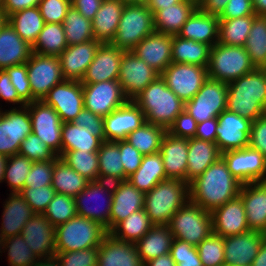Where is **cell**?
<instances>
[{
    "label": "cell",
    "instance_id": "681fc988",
    "mask_svg": "<svg viewBox=\"0 0 266 266\" xmlns=\"http://www.w3.org/2000/svg\"><path fill=\"white\" fill-rule=\"evenodd\" d=\"M244 48L255 68L266 64V16L254 18Z\"/></svg>",
    "mask_w": 266,
    "mask_h": 266
},
{
    "label": "cell",
    "instance_id": "8992f818",
    "mask_svg": "<svg viewBox=\"0 0 266 266\" xmlns=\"http://www.w3.org/2000/svg\"><path fill=\"white\" fill-rule=\"evenodd\" d=\"M255 66L242 46L216 43L210 49L208 78L229 83L253 71Z\"/></svg>",
    "mask_w": 266,
    "mask_h": 266
},
{
    "label": "cell",
    "instance_id": "7402d4cb",
    "mask_svg": "<svg viewBox=\"0 0 266 266\" xmlns=\"http://www.w3.org/2000/svg\"><path fill=\"white\" fill-rule=\"evenodd\" d=\"M266 236L256 230L224 238L225 266H251Z\"/></svg>",
    "mask_w": 266,
    "mask_h": 266
},
{
    "label": "cell",
    "instance_id": "db71d44e",
    "mask_svg": "<svg viewBox=\"0 0 266 266\" xmlns=\"http://www.w3.org/2000/svg\"><path fill=\"white\" fill-rule=\"evenodd\" d=\"M4 250L8 254L9 266H34L39 260L21 234L6 238Z\"/></svg>",
    "mask_w": 266,
    "mask_h": 266
},
{
    "label": "cell",
    "instance_id": "bcb514c9",
    "mask_svg": "<svg viewBox=\"0 0 266 266\" xmlns=\"http://www.w3.org/2000/svg\"><path fill=\"white\" fill-rule=\"evenodd\" d=\"M166 133L165 128L145 122L127 135L126 140L142 155H149L160 152L161 142Z\"/></svg>",
    "mask_w": 266,
    "mask_h": 266
},
{
    "label": "cell",
    "instance_id": "2a66077c",
    "mask_svg": "<svg viewBox=\"0 0 266 266\" xmlns=\"http://www.w3.org/2000/svg\"><path fill=\"white\" fill-rule=\"evenodd\" d=\"M183 0H148L146 5L148 8L155 14L157 11L168 8L169 6H172L174 4H178L179 2H182Z\"/></svg>",
    "mask_w": 266,
    "mask_h": 266
},
{
    "label": "cell",
    "instance_id": "b62a3aed",
    "mask_svg": "<svg viewBox=\"0 0 266 266\" xmlns=\"http://www.w3.org/2000/svg\"><path fill=\"white\" fill-rule=\"evenodd\" d=\"M7 22V17L5 15V12L2 9V6L0 5V29L3 27V25Z\"/></svg>",
    "mask_w": 266,
    "mask_h": 266
},
{
    "label": "cell",
    "instance_id": "277c9868",
    "mask_svg": "<svg viewBox=\"0 0 266 266\" xmlns=\"http://www.w3.org/2000/svg\"><path fill=\"white\" fill-rule=\"evenodd\" d=\"M189 200L188 182L166 179L145 193L144 210L154 225H168L171 217Z\"/></svg>",
    "mask_w": 266,
    "mask_h": 266
},
{
    "label": "cell",
    "instance_id": "9f6ffc18",
    "mask_svg": "<svg viewBox=\"0 0 266 266\" xmlns=\"http://www.w3.org/2000/svg\"><path fill=\"white\" fill-rule=\"evenodd\" d=\"M18 154L27 157L32 162L48 161L58 157L48 145L42 142L33 132L21 142Z\"/></svg>",
    "mask_w": 266,
    "mask_h": 266
},
{
    "label": "cell",
    "instance_id": "d6986e66",
    "mask_svg": "<svg viewBox=\"0 0 266 266\" xmlns=\"http://www.w3.org/2000/svg\"><path fill=\"white\" fill-rule=\"evenodd\" d=\"M217 121V138L215 143L221 153L249 147L252 121L227 109L220 113Z\"/></svg>",
    "mask_w": 266,
    "mask_h": 266
},
{
    "label": "cell",
    "instance_id": "4fadbf2b",
    "mask_svg": "<svg viewBox=\"0 0 266 266\" xmlns=\"http://www.w3.org/2000/svg\"><path fill=\"white\" fill-rule=\"evenodd\" d=\"M161 78L184 103L190 101L208 79L207 68L186 63H171Z\"/></svg>",
    "mask_w": 266,
    "mask_h": 266
},
{
    "label": "cell",
    "instance_id": "979ff035",
    "mask_svg": "<svg viewBox=\"0 0 266 266\" xmlns=\"http://www.w3.org/2000/svg\"><path fill=\"white\" fill-rule=\"evenodd\" d=\"M252 4L257 16H266V0H252Z\"/></svg>",
    "mask_w": 266,
    "mask_h": 266
},
{
    "label": "cell",
    "instance_id": "003e7915",
    "mask_svg": "<svg viewBox=\"0 0 266 266\" xmlns=\"http://www.w3.org/2000/svg\"><path fill=\"white\" fill-rule=\"evenodd\" d=\"M121 153V162L127 177L132 175L141 165L143 155L127 140L117 141Z\"/></svg>",
    "mask_w": 266,
    "mask_h": 266
},
{
    "label": "cell",
    "instance_id": "d590c367",
    "mask_svg": "<svg viewBox=\"0 0 266 266\" xmlns=\"http://www.w3.org/2000/svg\"><path fill=\"white\" fill-rule=\"evenodd\" d=\"M197 9V1L183 0L178 4L161 9L154 14L155 31L177 35L187 19Z\"/></svg>",
    "mask_w": 266,
    "mask_h": 266
},
{
    "label": "cell",
    "instance_id": "91938a15",
    "mask_svg": "<svg viewBox=\"0 0 266 266\" xmlns=\"http://www.w3.org/2000/svg\"><path fill=\"white\" fill-rule=\"evenodd\" d=\"M60 157L53 160L33 162L24 187H41L52 184L53 169Z\"/></svg>",
    "mask_w": 266,
    "mask_h": 266
},
{
    "label": "cell",
    "instance_id": "ee69618b",
    "mask_svg": "<svg viewBox=\"0 0 266 266\" xmlns=\"http://www.w3.org/2000/svg\"><path fill=\"white\" fill-rule=\"evenodd\" d=\"M67 47L63 23H45L32 46V52L40 55L59 56Z\"/></svg>",
    "mask_w": 266,
    "mask_h": 266
},
{
    "label": "cell",
    "instance_id": "ab89813d",
    "mask_svg": "<svg viewBox=\"0 0 266 266\" xmlns=\"http://www.w3.org/2000/svg\"><path fill=\"white\" fill-rule=\"evenodd\" d=\"M98 153L99 181L118 182L128 180L121 162L117 141H103Z\"/></svg>",
    "mask_w": 266,
    "mask_h": 266
},
{
    "label": "cell",
    "instance_id": "be15d7a7",
    "mask_svg": "<svg viewBox=\"0 0 266 266\" xmlns=\"http://www.w3.org/2000/svg\"><path fill=\"white\" fill-rule=\"evenodd\" d=\"M71 0H40L38 8L45 23H63Z\"/></svg>",
    "mask_w": 266,
    "mask_h": 266
},
{
    "label": "cell",
    "instance_id": "b9f144b4",
    "mask_svg": "<svg viewBox=\"0 0 266 266\" xmlns=\"http://www.w3.org/2000/svg\"><path fill=\"white\" fill-rule=\"evenodd\" d=\"M61 139V155L75 150L98 151L103 142L99 137L93 136L90 130L74 125L72 122L62 124Z\"/></svg>",
    "mask_w": 266,
    "mask_h": 266
},
{
    "label": "cell",
    "instance_id": "83f0119b",
    "mask_svg": "<svg viewBox=\"0 0 266 266\" xmlns=\"http://www.w3.org/2000/svg\"><path fill=\"white\" fill-rule=\"evenodd\" d=\"M160 153L164 163L167 179H176L186 182L188 139L164 135Z\"/></svg>",
    "mask_w": 266,
    "mask_h": 266
},
{
    "label": "cell",
    "instance_id": "7bdbcfd3",
    "mask_svg": "<svg viewBox=\"0 0 266 266\" xmlns=\"http://www.w3.org/2000/svg\"><path fill=\"white\" fill-rule=\"evenodd\" d=\"M153 226L147 212L141 209L120 221L109 233L117 240L135 244Z\"/></svg>",
    "mask_w": 266,
    "mask_h": 266
},
{
    "label": "cell",
    "instance_id": "2e32d148",
    "mask_svg": "<svg viewBox=\"0 0 266 266\" xmlns=\"http://www.w3.org/2000/svg\"><path fill=\"white\" fill-rule=\"evenodd\" d=\"M32 123V132L57 155L61 156V132L63 122L58 113L43 101L26 105Z\"/></svg>",
    "mask_w": 266,
    "mask_h": 266
},
{
    "label": "cell",
    "instance_id": "5bb4252c",
    "mask_svg": "<svg viewBox=\"0 0 266 266\" xmlns=\"http://www.w3.org/2000/svg\"><path fill=\"white\" fill-rule=\"evenodd\" d=\"M228 170L242 184L266 181V157L250 147L221 153Z\"/></svg>",
    "mask_w": 266,
    "mask_h": 266
},
{
    "label": "cell",
    "instance_id": "7c38bea8",
    "mask_svg": "<svg viewBox=\"0 0 266 266\" xmlns=\"http://www.w3.org/2000/svg\"><path fill=\"white\" fill-rule=\"evenodd\" d=\"M26 64L32 102L42 101L52 87L65 80L58 56L32 52Z\"/></svg>",
    "mask_w": 266,
    "mask_h": 266
},
{
    "label": "cell",
    "instance_id": "60d3db41",
    "mask_svg": "<svg viewBox=\"0 0 266 266\" xmlns=\"http://www.w3.org/2000/svg\"><path fill=\"white\" fill-rule=\"evenodd\" d=\"M7 22L30 46L34 45L45 24L38 6L10 14Z\"/></svg>",
    "mask_w": 266,
    "mask_h": 266
},
{
    "label": "cell",
    "instance_id": "11a10c76",
    "mask_svg": "<svg viewBox=\"0 0 266 266\" xmlns=\"http://www.w3.org/2000/svg\"><path fill=\"white\" fill-rule=\"evenodd\" d=\"M196 248L203 266H225L223 237L212 233Z\"/></svg>",
    "mask_w": 266,
    "mask_h": 266
},
{
    "label": "cell",
    "instance_id": "6f0895ef",
    "mask_svg": "<svg viewBox=\"0 0 266 266\" xmlns=\"http://www.w3.org/2000/svg\"><path fill=\"white\" fill-rule=\"evenodd\" d=\"M19 194L35 213L43 214L54 198L56 191L51 185H45L41 187H24Z\"/></svg>",
    "mask_w": 266,
    "mask_h": 266
},
{
    "label": "cell",
    "instance_id": "484cf974",
    "mask_svg": "<svg viewBox=\"0 0 266 266\" xmlns=\"http://www.w3.org/2000/svg\"><path fill=\"white\" fill-rule=\"evenodd\" d=\"M100 44V41L94 39L68 46L58 56L64 79L81 81Z\"/></svg>",
    "mask_w": 266,
    "mask_h": 266
},
{
    "label": "cell",
    "instance_id": "34e18365",
    "mask_svg": "<svg viewBox=\"0 0 266 266\" xmlns=\"http://www.w3.org/2000/svg\"><path fill=\"white\" fill-rule=\"evenodd\" d=\"M40 0H2L0 5L5 12L6 17L10 14L27 8L38 6Z\"/></svg>",
    "mask_w": 266,
    "mask_h": 266
},
{
    "label": "cell",
    "instance_id": "7a4b0ae2",
    "mask_svg": "<svg viewBox=\"0 0 266 266\" xmlns=\"http://www.w3.org/2000/svg\"><path fill=\"white\" fill-rule=\"evenodd\" d=\"M227 107L250 121L266 114V79L260 68L227 83Z\"/></svg>",
    "mask_w": 266,
    "mask_h": 266
},
{
    "label": "cell",
    "instance_id": "d4e9b609",
    "mask_svg": "<svg viewBox=\"0 0 266 266\" xmlns=\"http://www.w3.org/2000/svg\"><path fill=\"white\" fill-rule=\"evenodd\" d=\"M172 35L153 32L131 51L160 74L172 63Z\"/></svg>",
    "mask_w": 266,
    "mask_h": 266
},
{
    "label": "cell",
    "instance_id": "ba28073f",
    "mask_svg": "<svg viewBox=\"0 0 266 266\" xmlns=\"http://www.w3.org/2000/svg\"><path fill=\"white\" fill-rule=\"evenodd\" d=\"M168 227L174 238L197 246L213 233L211 212L189 200L171 217Z\"/></svg>",
    "mask_w": 266,
    "mask_h": 266
},
{
    "label": "cell",
    "instance_id": "6125c7cd",
    "mask_svg": "<svg viewBox=\"0 0 266 266\" xmlns=\"http://www.w3.org/2000/svg\"><path fill=\"white\" fill-rule=\"evenodd\" d=\"M10 77L11 84L15 87L19 97L26 103H32L30 81L27 75V64L7 67L4 69Z\"/></svg>",
    "mask_w": 266,
    "mask_h": 266
},
{
    "label": "cell",
    "instance_id": "ac0fdd59",
    "mask_svg": "<svg viewBox=\"0 0 266 266\" xmlns=\"http://www.w3.org/2000/svg\"><path fill=\"white\" fill-rule=\"evenodd\" d=\"M42 101L58 113L63 123L71 122L84 108L82 83L64 80L52 87Z\"/></svg>",
    "mask_w": 266,
    "mask_h": 266
},
{
    "label": "cell",
    "instance_id": "753ad0ef",
    "mask_svg": "<svg viewBox=\"0 0 266 266\" xmlns=\"http://www.w3.org/2000/svg\"><path fill=\"white\" fill-rule=\"evenodd\" d=\"M102 1L103 0H71V6L82 16L92 21L100 8Z\"/></svg>",
    "mask_w": 266,
    "mask_h": 266
},
{
    "label": "cell",
    "instance_id": "5803f987",
    "mask_svg": "<svg viewBox=\"0 0 266 266\" xmlns=\"http://www.w3.org/2000/svg\"><path fill=\"white\" fill-rule=\"evenodd\" d=\"M5 241H6V238L0 233V253H2L3 251L5 253V250H4L5 249Z\"/></svg>",
    "mask_w": 266,
    "mask_h": 266
},
{
    "label": "cell",
    "instance_id": "603ad722",
    "mask_svg": "<svg viewBox=\"0 0 266 266\" xmlns=\"http://www.w3.org/2000/svg\"><path fill=\"white\" fill-rule=\"evenodd\" d=\"M125 4H146L148 0H121Z\"/></svg>",
    "mask_w": 266,
    "mask_h": 266
},
{
    "label": "cell",
    "instance_id": "8d00e7d4",
    "mask_svg": "<svg viewBox=\"0 0 266 266\" xmlns=\"http://www.w3.org/2000/svg\"><path fill=\"white\" fill-rule=\"evenodd\" d=\"M174 236L168 225H154L135 244L143 263L170 253Z\"/></svg>",
    "mask_w": 266,
    "mask_h": 266
},
{
    "label": "cell",
    "instance_id": "f546056e",
    "mask_svg": "<svg viewBox=\"0 0 266 266\" xmlns=\"http://www.w3.org/2000/svg\"><path fill=\"white\" fill-rule=\"evenodd\" d=\"M98 248V266H144L136 244L117 240L110 233Z\"/></svg>",
    "mask_w": 266,
    "mask_h": 266
},
{
    "label": "cell",
    "instance_id": "94428289",
    "mask_svg": "<svg viewBox=\"0 0 266 266\" xmlns=\"http://www.w3.org/2000/svg\"><path fill=\"white\" fill-rule=\"evenodd\" d=\"M170 255L176 266H203L196 246L174 238Z\"/></svg>",
    "mask_w": 266,
    "mask_h": 266
},
{
    "label": "cell",
    "instance_id": "a7ac6f4b",
    "mask_svg": "<svg viewBox=\"0 0 266 266\" xmlns=\"http://www.w3.org/2000/svg\"><path fill=\"white\" fill-rule=\"evenodd\" d=\"M249 147L266 157V114L252 122Z\"/></svg>",
    "mask_w": 266,
    "mask_h": 266
},
{
    "label": "cell",
    "instance_id": "680465c9",
    "mask_svg": "<svg viewBox=\"0 0 266 266\" xmlns=\"http://www.w3.org/2000/svg\"><path fill=\"white\" fill-rule=\"evenodd\" d=\"M99 248H86L79 251L56 252L54 257L60 266H98Z\"/></svg>",
    "mask_w": 266,
    "mask_h": 266
},
{
    "label": "cell",
    "instance_id": "9a60e30c",
    "mask_svg": "<svg viewBox=\"0 0 266 266\" xmlns=\"http://www.w3.org/2000/svg\"><path fill=\"white\" fill-rule=\"evenodd\" d=\"M159 76V72L138 58L132 51L123 53L118 81L128 100H133Z\"/></svg>",
    "mask_w": 266,
    "mask_h": 266
},
{
    "label": "cell",
    "instance_id": "52a82bcc",
    "mask_svg": "<svg viewBox=\"0 0 266 266\" xmlns=\"http://www.w3.org/2000/svg\"><path fill=\"white\" fill-rule=\"evenodd\" d=\"M155 32L154 14L146 4H125L111 44L131 51L143 38Z\"/></svg>",
    "mask_w": 266,
    "mask_h": 266
},
{
    "label": "cell",
    "instance_id": "f5cc1de1",
    "mask_svg": "<svg viewBox=\"0 0 266 266\" xmlns=\"http://www.w3.org/2000/svg\"><path fill=\"white\" fill-rule=\"evenodd\" d=\"M43 215L56 227L77 216L74 197L56 193Z\"/></svg>",
    "mask_w": 266,
    "mask_h": 266
},
{
    "label": "cell",
    "instance_id": "c3c4849f",
    "mask_svg": "<svg viewBox=\"0 0 266 266\" xmlns=\"http://www.w3.org/2000/svg\"><path fill=\"white\" fill-rule=\"evenodd\" d=\"M68 46L94 40L92 21L70 7L63 21Z\"/></svg>",
    "mask_w": 266,
    "mask_h": 266
},
{
    "label": "cell",
    "instance_id": "e7e4bbea",
    "mask_svg": "<svg viewBox=\"0 0 266 266\" xmlns=\"http://www.w3.org/2000/svg\"><path fill=\"white\" fill-rule=\"evenodd\" d=\"M71 122L74 125L90 130V133L93 136L99 137L102 141H105L103 117L92 113L86 108H83L82 111Z\"/></svg>",
    "mask_w": 266,
    "mask_h": 266
},
{
    "label": "cell",
    "instance_id": "74e56055",
    "mask_svg": "<svg viewBox=\"0 0 266 266\" xmlns=\"http://www.w3.org/2000/svg\"><path fill=\"white\" fill-rule=\"evenodd\" d=\"M166 179L160 152L143 155L139 168L128 177L129 182L143 193L149 192L160 181Z\"/></svg>",
    "mask_w": 266,
    "mask_h": 266
},
{
    "label": "cell",
    "instance_id": "e0dca14e",
    "mask_svg": "<svg viewBox=\"0 0 266 266\" xmlns=\"http://www.w3.org/2000/svg\"><path fill=\"white\" fill-rule=\"evenodd\" d=\"M82 87L84 108L103 118L128 101L118 80L82 84Z\"/></svg>",
    "mask_w": 266,
    "mask_h": 266
},
{
    "label": "cell",
    "instance_id": "e575fe53",
    "mask_svg": "<svg viewBox=\"0 0 266 266\" xmlns=\"http://www.w3.org/2000/svg\"><path fill=\"white\" fill-rule=\"evenodd\" d=\"M220 157L221 152L216 143L199 140L197 138H189L186 182L190 183L196 177L201 175Z\"/></svg>",
    "mask_w": 266,
    "mask_h": 266
},
{
    "label": "cell",
    "instance_id": "deb4b68c",
    "mask_svg": "<svg viewBox=\"0 0 266 266\" xmlns=\"http://www.w3.org/2000/svg\"><path fill=\"white\" fill-rule=\"evenodd\" d=\"M34 266H60L55 257L39 259Z\"/></svg>",
    "mask_w": 266,
    "mask_h": 266
},
{
    "label": "cell",
    "instance_id": "603a6c76",
    "mask_svg": "<svg viewBox=\"0 0 266 266\" xmlns=\"http://www.w3.org/2000/svg\"><path fill=\"white\" fill-rule=\"evenodd\" d=\"M124 52L123 49L117 48L111 43H101L81 83L94 84L118 80L120 63Z\"/></svg>",
    "mask_w": 266,
    "mask_h": 266
},
{
    "label": "cell",
    "instance_id": "9c48e42d",
    "mask_svg": "<svg viewBox=\"0 0 266 266\" xmlns=\"http://www.w3.org/2000/svg\"><path fill=\"white\" fill-rule=\"evenodd\" d=\"M112 198L113 182L90 181L87 187L74 197L77 215L100 223L109 233Z\"/></svg>",
    "mask_w": 266,
    "mask_h": 266
},
{
    "label": "cell",
    "instance_id": "ffe728a7",
    "mask_svg": "<svg viewBox=\"0 0 266 266\" xmlns=\"http://www.w3.org/2000/svg\"><path fill=\"white\" fill-rule=\"evenodd\" d=\"M145 122L140 107L133 100H128L123 106L104 117L105 141L126 140L127 135Z\"/></svg>",
    "mask_w": 266,
    "mask_h": 266
},
{
    "label": "cell",
    "instance_id": "03108f58",
    "mask_svg": "<svg viewBox=\"0 0 266 266\" xmlns=\"http://www.w3.org/2000/svg\"><path fill=\"white\" fill-rule=\"evenodd\" d=\"M196 128V120L184 109L175 118V121L168 128L167 132L174 137L189 139L195 137Z\"/></svg>",
    "mask_w": 266,
    "mask_h": 266
},
{
    "label": "cell",
    "instance_id": "f1b7e54d",
    "mask_svg": "<svg viewBox=\"0 0 266 266\" xmlns=\"http://www.w3.org/2000/svg\"><path fill=\"white\" fill-rule=\"evenodd\" d=\"M239 196L249 229L263 232L266 229V181L242 184Z\"/></svg>",
    "mask_w": 266,
    "mask_h": 266
},
{
    "label": "cell",
    "instance_id": "09005b40",
    "mask_svg": "<svg viewBox=\"0 0 266 266\" xmlns=\"http://www.w3.org/2000/svg\"><path fill=\"white\" fill-rule=\"evenodd\" d=\"M251 266H266V237L264 238L263 243L257 253V256L254 258Z\"/></svg>",
    "mask_w": 266,
    "mask_h": 266
},
{
    "label": "cell",
    "instance_id": "44dd1931",
    "mask_svg": "<svg viewBox=\"0 0 266 266\" xmlns=\"http://www.w3.org/2000/svg\"><path fill=\"white\" fill-rule=\"evenodd\" d=\"M56 227L43 215L36 213L22 230V238L39 259H48L56 254Z\"/></svg>",
    "mask_w": 266,
    "mask_h": 266
},
{
    "label": "cell",
    "instance_id": "3957f363",
    "mask_svg": "<svg viewBox=\"0 0 266 266\" xmlns=\"http://www.w3.org/2000/svg\"><path fill=\"white\" fill-rule=\"evenodd\" d=\"M133 101L144 113L146 122L166 130L185 108V103L167 87L161 76L151 82Z\"/></svg>",
    "mask_w": 266,
    "mask_h": 266
},
{
    "label": "cell",
    "instance_id": "5b68a950",
    "mask_svg": "<svg viewBox=\"0 0 266 266\" xmlns=\"http://www.w3.org/2000/svg\"><path fill=\"white\" fill-rule=\"evenodd\" d=\"M107 234L106 228L100 223L77 215L56 226V252L99 247Z\"/></svg>",
    "mask_w": 266,
    "mask_h": 266
},
{
    "label": "cell",
    "instance_id": "b9fcfbb0",
    "mask_svg": "<svg viewBox=\"0 0 266 266\" xmlns=\"http://www.w3.org/2000/svg\"><path fill=\"white\" fill-rule=\"evenodd\" d=\"M144 266H176V263L168 253L145 262Z\"/></svg>",
    "mask_w": 266,
    "mask_h": 266
},
{
    "label": "cell",
    "instance_id": "6da1fadb",
    "mask_svg": "<svg viewBox=\"0 0 266 266\" xmlns=\"http://www.w3.org/2000/svg\"><path fill=\"white\" fill-rule=\"evenodd\" d=\"M241 186L220 157L189 183L190 201L212 212L239 196Z\"/></svg>",
    "mask_w": 266,
    "mask_h": 266
},
{
    "label": "cell",
    "instance_id": "d6a6232c",
    "mask_svg": "<svg viewBox=\"0 0 266 266\" xmlns=\"http://www.w3.org/2000/svg\"><path fill=\"white\" fill-rule=\"evenodd\" d=\"M219 19L201 12L198 8L187 19L177 34L184 39L202 42L211 47L218 43Z\"/></svg>",
    "mask_w": 266,
    "mask_h": 266
},
{
    "label": "cell",
    "instance_id": "30bf717a",
    "mask_svg": "<svg viewBox=\"0 0 266 266\" xmlns=\"http://www.w3.org/2000/svg\"><path fill=\"white\" fill-rule=\"evenodd\" d=\"M18 108V109H17ZM32 133L29 109L12 107L0 109V154L5 157L18 154L21 142Z\"/></svg>",
    "mask_w": 266,
    "mask_h": 266
},
{
    "label": "cell",
    "instance_id": "2644e50d",
    "mask_svg": "<svg viewBox=\"0 0 266 266\" xmlns=\"http://www.w3.org/2000/svg\"><path fill=\"white\" fill-rule=\"evenodd\" d=\"M0 98L6 103H12L13 105L19 104L18 107H24L27 104L19 97L15 87L11 84L10 77L3 69L0 70ZM1 109V107H0Z\"/></svg>",
    "mask_w": 266,
    "mask_h": 266
},
{
    "label": "cell",
    "instance_id": "8fae6325",
    "mask_svg": "<svg viewBox=\"0 0 266 266\" xmlns=\"http://www.w3.org/2000/svg\"><path fill=\"white\" fill-rule=\"evenodd\" d=\"M227 95V83L208 78L184 109L197 123L217 118L226 110Z\"/></svg>",
    "mask_w": 266,
    "mask_h": 266
},
{
    "label": "cell",
    "instance_id": "4316f807",
    "mask_svg": "<svg viewBox=\"0 0 266 266\" xmlns=\"http://www.w3.org/2000/svg\"><path fill=\"white\" fill-rule=\"evenodd\" d=\"M145 193L139 191L129 180L113 183L110 212V231L135 211L144 209Z\"/></svg>",
    "mask_w": 266,
    "mask_h": 266
},
{
    "label": "cell",
    "instance_id": "f6af8a7d",
    "mask_svg": "<svg viewBox=\"0 0 266 266\" xmlns=\"http://www.w3.org/2000/svg\"><path fill=\"white\" fill-rule=\"evenodd\" d=\"M90 181L81 176L63 160L59 159L54 166L52 184L56 193L77 196Z\"/></svg>",
    "mask_w": 266,
    "mask_h": 266
},
{
    "label": "cell",
    "instance_id": "7dc6e473",
    "mask_svg": "<svg viewBox=\"0 0 266 266\" xmlns=\"http://www.w3.org/2000/svg\"><path fill=\"white\" fill-rule=\"evenodd\" d=\"M257 15H247L235 19L219 20L218 43L244 47Z\"/></svg>",
    "mask_w": 266,
    "mask_h": 266
},
{
    "label": "cell",
    "instance_id": "8c879c8a",
    "mask_svg": "<svg viewBox=\"0 0 266 266\" xmlns=\"http://www.w3.org/2000/svg\"><path fill=\"white\" fill-rule=\"evenodd\" d=\"M218 126L217 118L197 123L196 134L194 138L215 143L217 138L216 129Z\"/></svg>",
    "mask_w": 266,
    "mask_h": 266
},
{
    "label": "cell",
    "instance_id": "4dcf8cb0",
    "mask_svg": "<svg viewBox=\"0 0 266 266\" xmlns=\"http://www.w3.org/2000/svg\"><path fill=\"white\" fill-rule=\"evenodd\" d=\"M7 198L0 228L5 238L21 234L28 220L36 214L19 193H10Z\"/></svg>",
    "mask_w": 266,
    "mask_h": 266
},
{
    "label": "cell",
    "instance_id": "836d02e7",
    "mask_svg": "<svg viewBox=\"0 0 266 266\" xmlns=\"http://www.w3.org/2000/svg\"><path fill=\"white\" fill-rule=\"evenodd\" d=\"M125 3L121 0H103L92 20L94 39L101 43H111L115 38L117 27Z\"/></svg>",
    "mask_w": 266,
    "mask_h": 266
},
{
    "label": "cell",
    "instance_id": "816d5d0a",
    "mask_svg": "<svg viewBox=\"0 0 266 266\" xmlns=\"http://www.w3.org/2000/svg\"><path fill=\"white\" fill-rule=\"evenodd\" d=\"M33 162L19 154L8 157L3 182L6 181L11 191L19 193L25 185V180L30 172Z\"/></svg>",
    "mask_w": 266,
    "mask_h": 266
},
{
    "label": "cell",
    "instance_id": "67dfc351",
    "mask_svg": "<svg viewBox=\"0 0 266 266\" xmlns=\"http://www.w3.org/2000/svg\"><path fill=\"white\" fill-rule=\"evenodd\" d=\"M8 157L0 154V183H3L4 171Z\"/></svg>",
    "mask_w": 266,
    "mask_h": 266
},
{
    "label": "cell",
    "instance_id": "f35d334b",
    "mask_svg": "<svg viewBox=\"0 0 266 266\" xmlns=\"http://www.w3.org/2000/svg\"><path fill=\"white\" fill-rule=\"evenodd\" d=\"M211 46L202 42L172 35V63L208 67Z\"/></svg>",
    "mask_w": 266,
    "mask_h": 266
},
{
    "label": "cell",
    "instance_id": "f907efd6",
    "mask_svg": "<svg viewBox=\"0 0 266 266\" xmlns=\"http://www.w3.org/2000/svg\"><path fill=\"white\" fill-rule=\"evenodd\" d=\"M60 159L89 181H99V162L97 151H67Z\"/></svg>",
    "mask_w": 266,
    "mask_h": 266
},
{
    "label": "cell",
    "instance_id": "cb8c5ba5",
    "mask_svg": "<svg viewBox=\"0 0 266 266\" xmlns=\"http://www.w3.org/2000/svg\"><path fill=\"white\" fill-rule=\"evenodd\" d=\"M211 217L213 233L223 238L250 230L243 200L240 196L213 210Z\"/></svg>",
    "mask_w": 266,
    "mask_h": 266
},
{
    "label": "cell",
    "instance_id": "11e5206c",
    "mask_svg": "<svg viewBox=\"0 0 266 266\" xmlns=\"http://www.w3.org/2000/svg\"><path fill=\"white\" fill-rule=\"evenodd\" d=\"M227 3L228 0H198L197 8L203 13L219 17Z\"/></svg>",
    "mask_w": 266,
    "mask_h": 266
},
{
    "label": "cell",
    "instance_id": "1f68e13d",
    "mask_svg": "<svg viewBox=\"0 0 266 266\" xmlns=\"http://www.w3.org/2000/svg\"><path fill=\"white\" fill-rule=\"evenodd\" d=\"M32 53V46L24 41L6 22L0 29V70L25 64Z\"/></svg>",
    "mask_w": 266,
    "mask_h": 266
},
{
    "label": "cell",
    "instance_id": "89a4df30",
    "mask_svg": "<svg viewBox=\"0 0 266 266\" xmlns=\"http://www.w3.org/2000/svg\"><path fill=\"white\" fill-rule=\"evenodd\" d=\"M247 15H256L252 0H228L227 6L218 19H235Z\"/></svg>",
    "mask_w": 266,
    "mask_h": 266
}]
</instances>
